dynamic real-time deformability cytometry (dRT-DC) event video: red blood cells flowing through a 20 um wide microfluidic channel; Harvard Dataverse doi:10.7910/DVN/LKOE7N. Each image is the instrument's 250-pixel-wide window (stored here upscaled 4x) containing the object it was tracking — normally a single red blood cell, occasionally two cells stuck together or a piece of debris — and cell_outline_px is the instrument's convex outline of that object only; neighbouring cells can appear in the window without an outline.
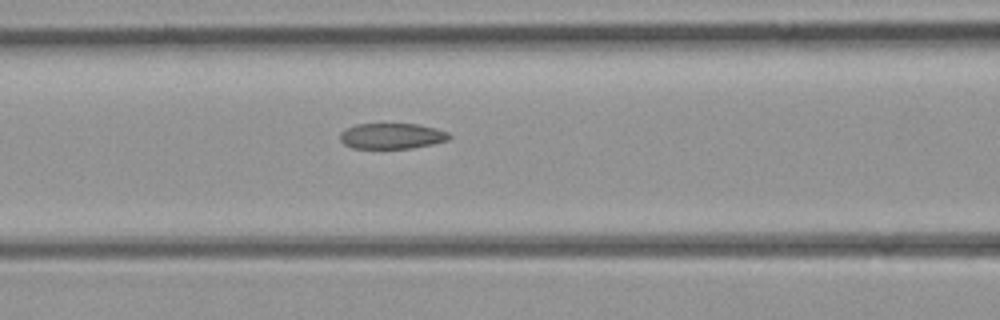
{"species": "common noctule bat (a hibernating species)", "species_latin": "Nyctalus noctula", "temperature_condition": "room temperature", "stored_images_in_passage": 24, "camera_frame_rate_fps": 3000, "um_per_image_px": 0.085, "animal": {"sex": "female", "body_mass_g": 21.9}, "frame": {"image": 1, "passage_image": 4, "time_ms": 1.0, "image_size_px": [1000, 320], "cell_outline_px": [[452, 136], [448, 140], [432, 144], [412, 148], [352, 148], [344, 144], [340, 140], [340, 132], [344, 128], [356, 124], [420, 124], [436, 128], [448, 132]], "centroid_in_image_um": [33.3, 11.55], "position_along_channel_um": 133.3, "area_um2": 16.47}}
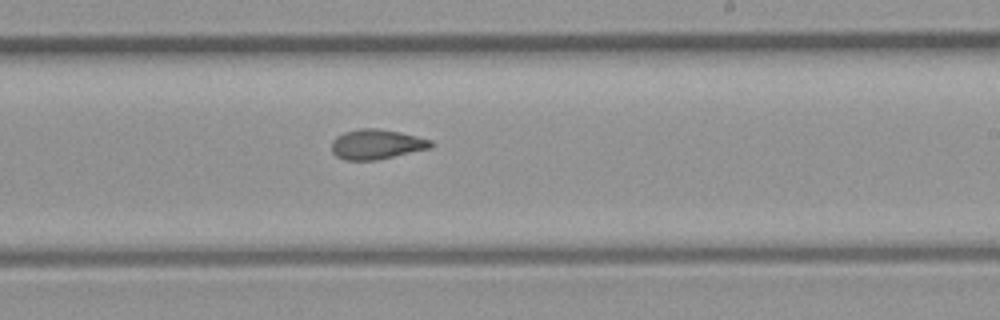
{"frame": {"image": 2, "passage_image": 13, "time_ms": 4.0, "image_size_px": [1000, 320], "cell_outline_px": [[436, 144], [432, 148], [376, 160], [344, 160], [336, 156], [332, 152], [332, 140], [336, 136], [344, 132], [360, 128], [376, 128], [400, 132], [432, 140]], "centroid_in_image_um": [32.02, 12.26], "position_along_channel_um": 257.0, "area_um2": 17.46}}
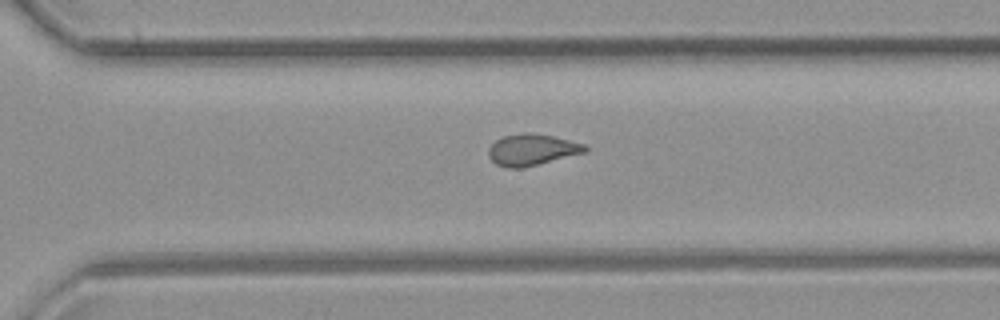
{"frame": {"image": 3, "passage_image": 18, "time_ms": 5.667, "image_size_px": [1000, 320], "cell_outline_px": [[588, 152], [520, 168], [508, 168], [496, 164], [488, 156], [488, 148], [496, 140], [504, 136], [524, 132], [528, 132], [552, 136], [584, 144], [588, 148]], "centroid_in_image_um": [45.21, 12.72], "position_along_channel_um": 325.4, "area_um2": 17.51}}